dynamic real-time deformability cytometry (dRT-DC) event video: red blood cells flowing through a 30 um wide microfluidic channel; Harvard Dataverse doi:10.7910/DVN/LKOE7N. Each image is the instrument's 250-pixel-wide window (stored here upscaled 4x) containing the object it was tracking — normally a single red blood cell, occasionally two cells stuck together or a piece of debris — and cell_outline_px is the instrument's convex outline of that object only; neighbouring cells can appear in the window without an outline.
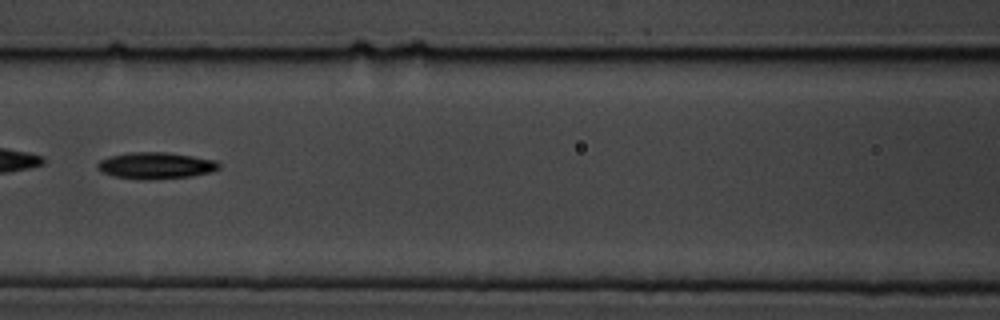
{"species": "common noctule bat (a hibernating species)", "species_latin": "Nyctalus noctula", "temperature_condition": "cold", "stored_images_in_passage": 9, "camera_frame_rate_fps": 3000, "um_per_image_px": 0.085, "animal": {"sex": "male", "body_mass_g": 19.5, "forearm_length_mm": 54.6}, "frame": {"image": 1, "passage_image": 7, "time_ms": 8.0, "image_size_px": [1000, 320], "cell_outline_px": [[220, 168], [208, 172], [192, 176], [144, 180], [140, 180], [112, 176], [100, 172], [96, 168], [96, 164], [100, 160], [112, 156], [128, 152], [168, 152], [216, 160], [220, 164]], "centroid_in_image_um": [13.19, 14.07], "position_along_channel_um": 153.4, "area_um2": 18.9}}
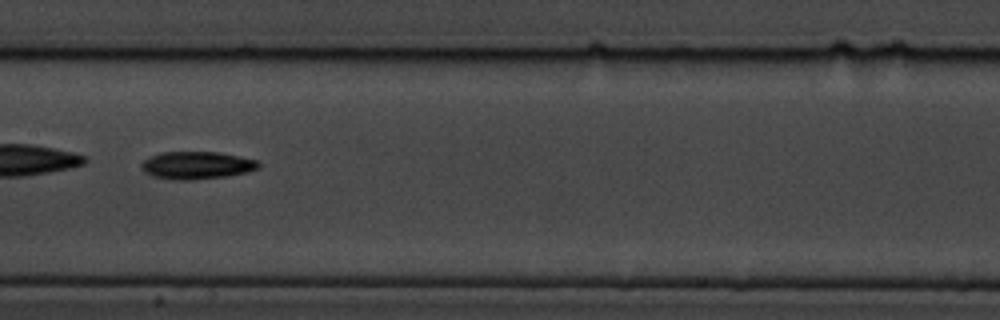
{"frame": {"image": 2, "passage_image": 8, "time_ms": 9.0, "image_size_px": [1000, 320], "cell_outline_px": [[260, 168], [248, 172], [228, 176], [192, 180], [172, 180], [152, 176], [144, 172], [140, 168], [140, 164], [148, 156], [160, 152], [220, 152], [240, 156], [256, 160], [260, 164]], "centroid_in_image_um": [16.7, 14.05], "position_along_channel_um": 190.7, "area_um2": 19.19}}
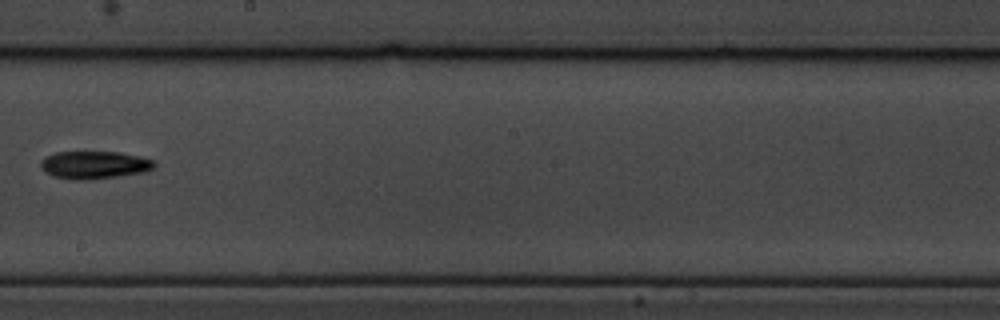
{"frame": {"image": 3, "passage_image": 9, "time_ms": 10.333, "image_size_px": [1000, 320], "cell_outline_px": [[156, 164], [152, 168], [144, 172], [120, 176], [88, 180], [72, 180], [56, 176], [48, 172], [40, 164], [40, 160], [56, 152], [120, 152], [152, 160]], "centroid_in_image_um": [8.03, 14.02], "position_along_channel_um": 240.2, "area_um2": 18.03}}